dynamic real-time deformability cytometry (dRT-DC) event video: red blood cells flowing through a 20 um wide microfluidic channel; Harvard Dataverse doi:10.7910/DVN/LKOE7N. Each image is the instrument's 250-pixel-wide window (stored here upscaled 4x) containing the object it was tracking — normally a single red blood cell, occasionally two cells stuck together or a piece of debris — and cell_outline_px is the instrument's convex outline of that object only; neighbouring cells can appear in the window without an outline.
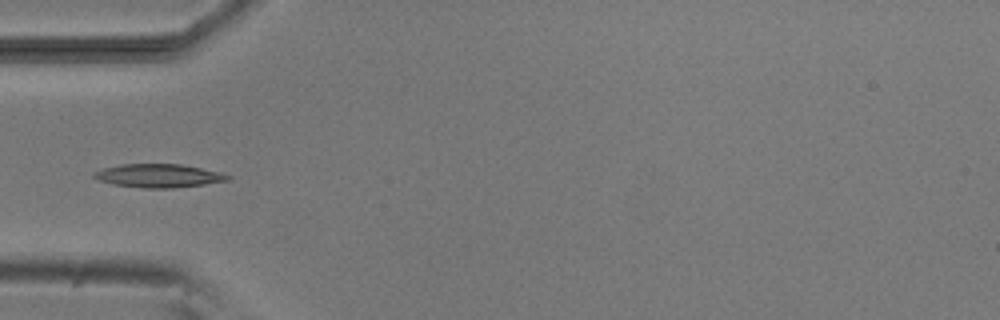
{"species": "common noctule bat (a hibernating species)", "species_latin": "Nyctalus noctula", "temperature_condition": "room temperature", "stored_images_in_passage": 7, "camera_frame_rate_fps": 3000, "um_per_image_px": 0.085, "animal": {"sex": "male", "body_mass_g": 20.5, "forearm_length_mm": 52.5}, "frame": {"image": 1, "passage_image": 4, "time_ms": 4.333, "image_size_px": [1000, 320], "cell_outline_px": [[232, 176], [228, 180], [204, 184], [172, 188], [144, 188], [112, 184], [100, 180], [92, 176], [92, 172], [104, 168], [120, 164], [180, 164], [220, 172]], "centroid_in_image_um": [13.45, 14.93], "position_along_channel_um": 71.5, "area_um2": 18.15}}
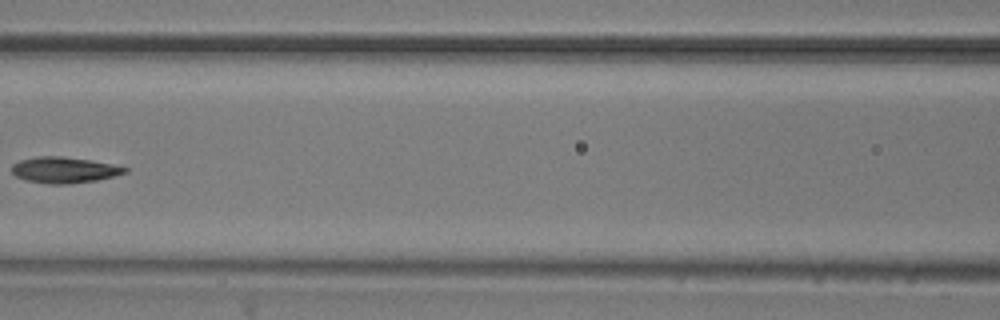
{"frame": {"image": 2, "passage_image": 6, "time_ms": 6.667, "image_size_px": [1000, 320], "cell_outline_px": [[128, 172], [96, 180], [68, 184], [48, 184], [24, 180], [16, 176], [12, 172], [12, 164], [20, 160], [36, 156], [60, 156], [92, 160], [112, 164], [128, 168]], "centroid_in_image_um": [5.43, 14.44], "position_along_channel_um": 161.2, "area_um2": 17.17}}
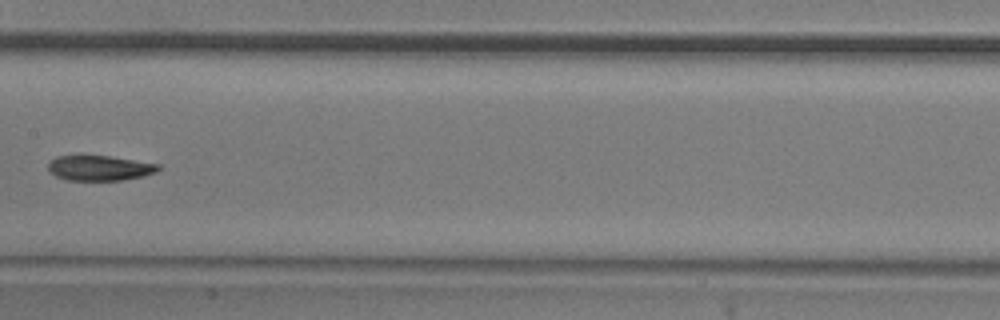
{"frame": {"image": 3, "passage_image": 7, "time_ms": 7.667, "image_size_px": [1000, 320], "cell_outline_px": [[160, 168], [156, 172], [144, 176], [124, 180], [68, 180], [56, 176], [48, 168], [48, 164], [56, 156], [80, 152], [108, 156], [160, 164]], "centroid_in_image_um": [8.43, 14.23], "position_along_channel_um": 199.0, "area_um2": 16.7}}